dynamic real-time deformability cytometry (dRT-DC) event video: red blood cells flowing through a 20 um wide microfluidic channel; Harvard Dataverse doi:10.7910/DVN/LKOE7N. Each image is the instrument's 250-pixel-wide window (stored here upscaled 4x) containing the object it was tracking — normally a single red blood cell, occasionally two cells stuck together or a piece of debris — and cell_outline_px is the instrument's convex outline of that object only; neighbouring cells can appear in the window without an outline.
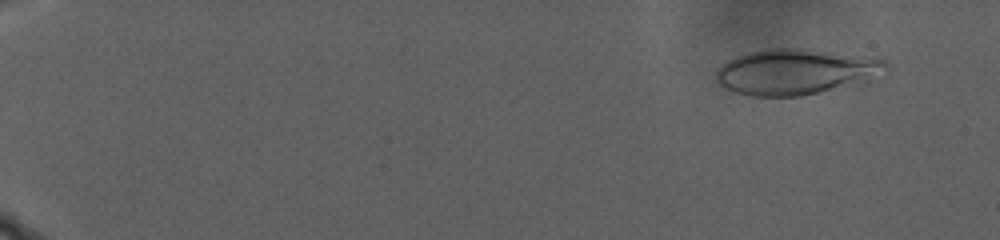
{"species": "human", "species_latin": "Homo sapiens", "temperature_condition": "warm", "stored_images_in_passage": 87, "camera_frame_rate_fps": 3000, "um_per_image_px": 0.085, "donor": {"sex": "male"}, "frame": {"image": 1, "passage_image": 3, "time_ms": 0.667, "image_size_px": [1000, 240], "cell_outline_px": [[888, 72], [868, 84], [800, 96], [752, 96], [736, 92], [720, 84], [716, 80], [716, 72], [728, 60], [736, 56], [748, 52], [764, 48], [804, 48], [872, 56], [888, 60]], "centroid_in_image_um": [67.83, 6.1], "position_along_channel_um": 17.2, "area_um2": 46.53}}
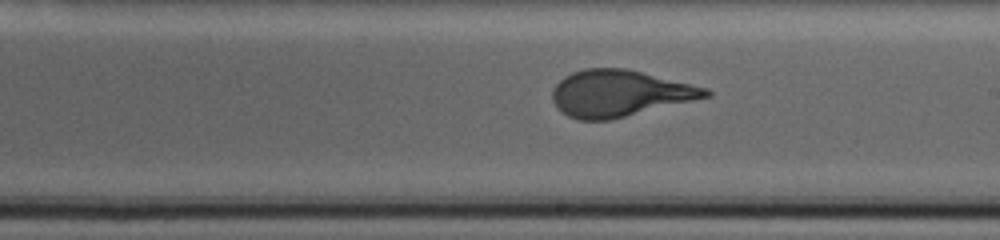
{"frame": {"image": 2, "passage_image": 59, "time_ms": 19.333, "image_size_px": [1000, 240], "cell_outline_px": [[712, 96], [612, 120], [576, 120], [560, 112], [556, 108], [552, 100], [552, 88], [564, 76], [572, 72], [584, 68], [624, 68], [708, 88], [712, 92]], "centroid_in_image_um": [52.63, 7.95], "position_along_channel_um": 236.4, "area_um2": 41.79}}
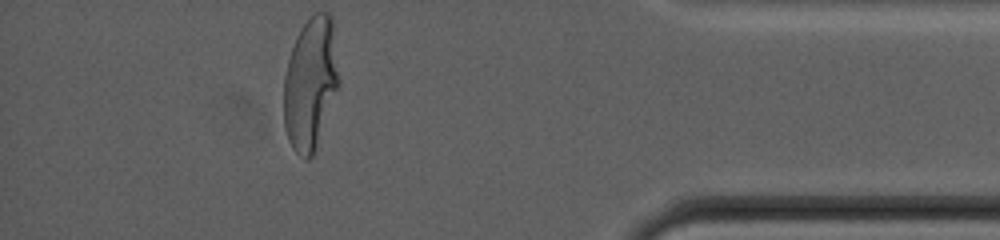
{"frame": {"image": 3, "passage_image": 87, "time_ms": 28.667, "image_size_px": [1000, 240], "cell_outline_px": [[340, 84], [312, 156], [308, 160], [304, 160], [292, 148], [288, 140], [284, 128], [284, 76], [288, 60], [296, 36], [300, 28], [316, 12], [328, 12], [332, 16], [340, 80]], "centroid_in_image_um": [26.39, 7.09], "position_along_channel_um": 408.8, "area_um2": 42.66}, "authors_computed_cell_mechanics": {"area_um2": 41.9628, "velocity_mm_per_s": 2.1697, "shape_relaxation_time_tau1_ms": 11.0749, "shape_relaxation_time_tau2_ms": null, "deformation_change_tau1": 0.3104, "deformation_change_tau2": null}}